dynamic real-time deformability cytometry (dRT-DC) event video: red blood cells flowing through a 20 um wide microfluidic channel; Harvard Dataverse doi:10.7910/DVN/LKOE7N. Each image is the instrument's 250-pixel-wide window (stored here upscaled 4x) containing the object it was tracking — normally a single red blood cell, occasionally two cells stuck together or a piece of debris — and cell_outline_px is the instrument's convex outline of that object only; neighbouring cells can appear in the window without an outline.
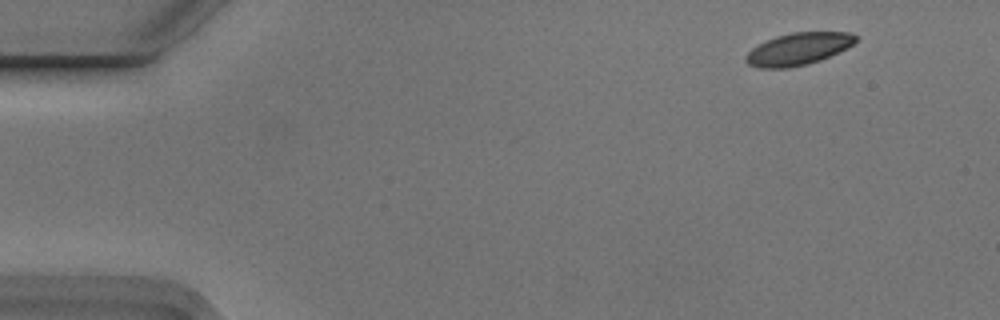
{"species": "Egyptian fruit bat (a non-hibernating species)", "species_latin": "Rousettus aegyptiacus", "temperature_condition": "cold", "stored_images_in_passage": 4, "camera_frame_rate_fps": 3000, "um_per_image_px": 0.085, "animal": {"sex": "male"}, "frame": {"image": 1, "passage_image": 1, "time_ms": 0.0, "image_size_px": [1000, 320], "cell_outline_px": [[856, 40], [852, 44], [820, 60], [808, 64], [788, 68], [760, 68], [748, 64], [744, 60], [744, 56], [752, 48], [776, 36], [792, 32], [852, 32], [856, 36]], "centroid_in_image_um": [67.81, 4.16], "position_along_channel_um": 17.2, "area_um2": 20.35}}
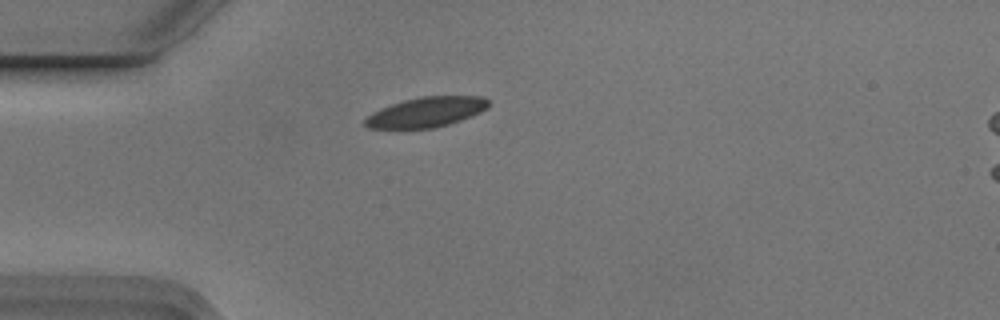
{"frame": {"image": 2, "passage_image": 4, "time_ms": 1.0, "image_size_px": [1000, 320], "cell_outline_px": [[488, 108], [480, 112], [460, 120], [448, 124], [432, 128], [368, 128], [364, 124], [364, 120], [372, 112], [380, 108], [404, 100], [420, 96], [484, 96], [488, 100]], "centroid_in_image_um": [36.23, 9.52], "position_along_channel_um": 48.8, "area_um2": 21.44}}